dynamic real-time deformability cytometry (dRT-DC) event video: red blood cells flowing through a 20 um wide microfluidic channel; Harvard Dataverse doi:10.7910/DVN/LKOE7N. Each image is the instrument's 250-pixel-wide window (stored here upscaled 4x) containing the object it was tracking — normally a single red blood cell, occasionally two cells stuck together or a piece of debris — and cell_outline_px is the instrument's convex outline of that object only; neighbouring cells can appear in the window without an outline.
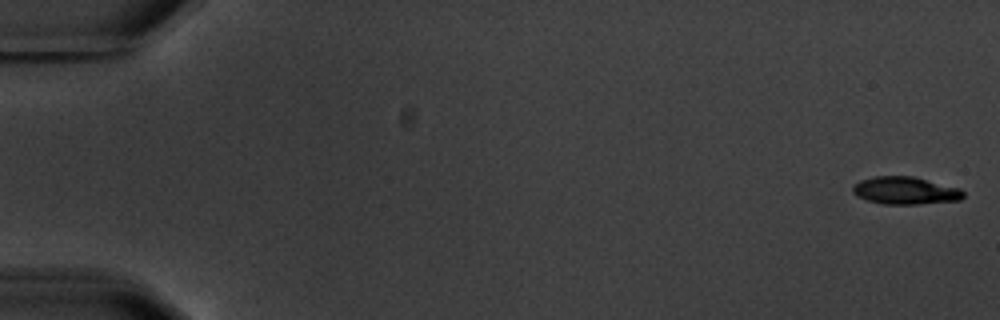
{"species": "common noctule bat (a hibernating species)", "species_latin": "Nyctalus noctula", "temperature_condition": "warm", "stored_images_in_passage": 5, "camera_frame_rate_fps": 3000, "um_per_image_px": 0.085, "animal": {"sex": "male", "body_mass_g": 20.1, "forearm_length_mm": 53.5}, "frame": {"image": 1, "passage_image": 1, "time_ms": 0.0, "image_size_px": [1000, 320], "cell_outline_px": [[964, 196], [960, 200], [916, 204], [884, 204], [868, 200], [856, 196], [852, 192], [852, 188], [860, 180], [876, 176], [912, 176], [960, 188], [964, 192]], "centroid_in_image_um": [76.95, 16.2], "position_along_channel_um": 8.1, "area_um2": 17.63}}
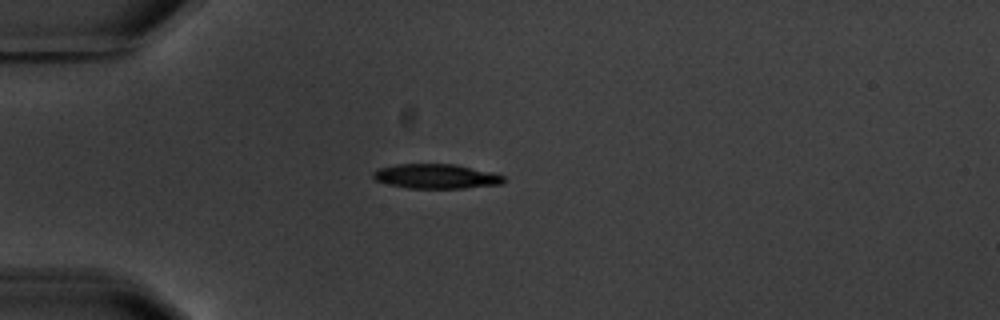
{"frame": {"image": 2, "passage_image": 5, "time_ms": 5.0, "image_size_px": [1000, 320], "cell_outline_px": [[504, 184], [464, 188], [408, 188], [388, 184], [376, 180], [372, 176], [372, 172], [376, 168], [396, 164], [456, 164], [492, 172], [504, 176]], "centroid_in_image_um": [37.05, 14.98], "position_along_channel_um": 47.9, "area_um2": 18.84}}